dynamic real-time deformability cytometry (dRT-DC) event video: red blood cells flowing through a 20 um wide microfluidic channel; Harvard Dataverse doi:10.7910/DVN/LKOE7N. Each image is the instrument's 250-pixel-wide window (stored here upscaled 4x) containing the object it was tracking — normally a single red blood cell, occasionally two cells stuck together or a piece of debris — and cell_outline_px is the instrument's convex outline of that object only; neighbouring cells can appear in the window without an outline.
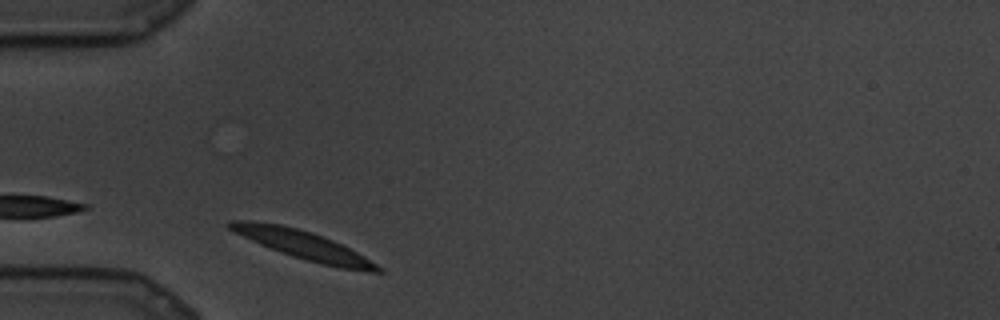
{"species": "common noctule bat (a hibernating species)", "species_latin": "Nyctalus noctula", "temperature_condition": "cold", "stored_images_in_passage": 14, "camera_frame_rate_fps": 3000, "um_per_image_px": 0.085, "animal": {"sex": "male", "body_mass_g": 19.5, "forearm_length_mm": 54.6}, "frame": {"image": 1, "passage_image": 3, "time_ms": 0.667, "image_size_px": [1000, 320], "cell_outline_px": [[384, 272], [368, 272], [340, 268], [320, 264], [292, 256], [280, 252], [260, 244], [228, 228], [228, 220], [252, 220], [280, 224], [312, 232], [332, 240], [364, 256], [384, 268]], "centroid_in_image_um": [25.81, 20.84], "position_along_channel_um": 59.2, "area_um2": 24.45}}
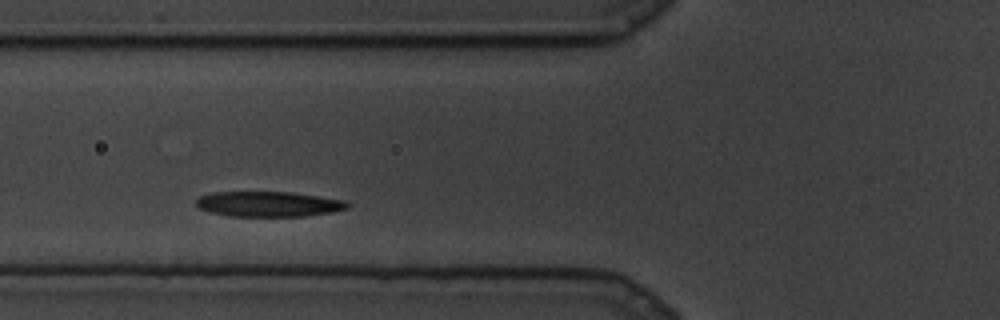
{"frame": {"image": 2, "passage_image": 10, "time_ms": 3.0, "image_size_px": [1000, 320], "cell_outline_px": [[352, 204], [348, 208], [332, 212], [304, 216], [228, 216], [208, 212], [200, 208], [196, 204], [196, 200], [200, 196], [212, 192], [292, 192], [344, 200]], "centroid_in_image_um": [22.83, 17.34], "position_along_channel_um": 103.0, "area_um2": 22.31}}